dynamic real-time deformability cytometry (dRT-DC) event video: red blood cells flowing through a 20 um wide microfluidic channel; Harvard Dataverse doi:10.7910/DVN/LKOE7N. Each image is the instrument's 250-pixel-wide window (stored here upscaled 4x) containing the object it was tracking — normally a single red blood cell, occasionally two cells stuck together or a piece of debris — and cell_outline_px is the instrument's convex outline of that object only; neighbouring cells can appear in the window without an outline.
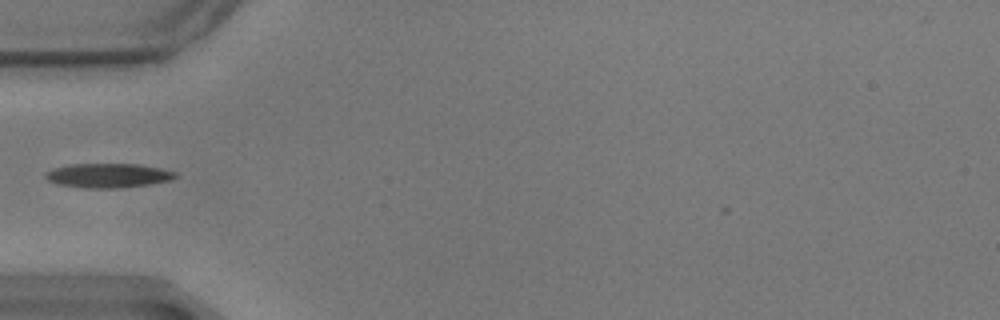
{"species": "common noctule bat (a hibernating species)", "species_latin": "Nyctalus noctula", "temperature_condition": "warm", "stored_images_in_passage": 39, "camera_frame_rate_fps": 3000, "um_per_image_px": 0.085, "animal": {"sex": "male", "body_mass_g": 17.9}, "frame": {"image": 1, "passage_image": 1, "time_ms": 0.0, "image_size_px": [1000, 320], "cell_outline_px": [[176, 176], [172, 180], [148, 184], [112, 188], [84, 188], [60, 184], [48, 180], [44, 176], [44, 172], [52, 168], [68, 164], [136, 164], [160, 168], [176, 172]], "centroid_in_image_um": [9.14, 14.91], "position_along_channel_um": 75.9, "area_um2": 18.26}}
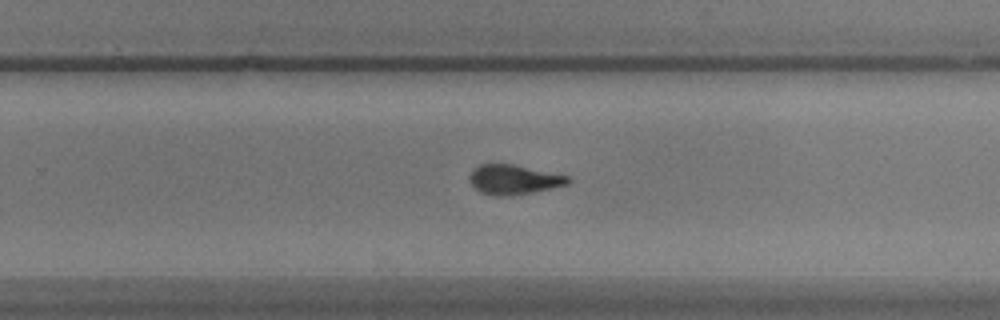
{"frame": {"image": 2, "passage_image": 19, "time_ms": 6.0, "image_size_px": [1000, 320], "cell_outline_px": [[572, 180], [568, 184], [532, 192], [508, 196], [496, 196], [480, 192], [472, 184], [468, 176], [472, 168], [480, 164], [512, 164], [572, 176]], "centroid_in_image_um": [43.68, 15.25], "position_along_channel_um": 286.1, "area_um2": 17.11}}
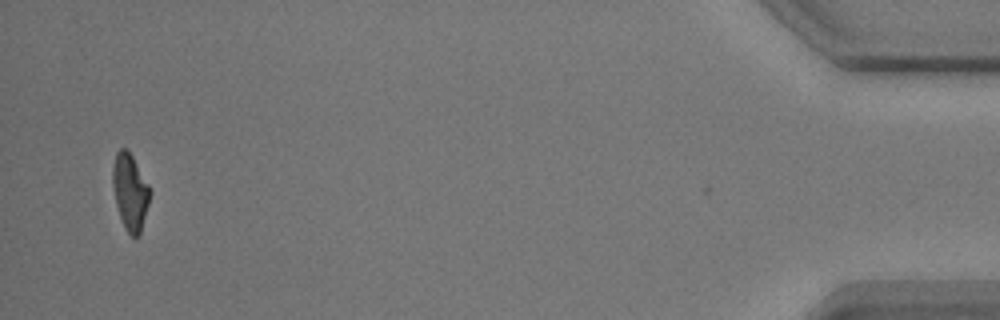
{"frame": {"image": 3, "passage_image": 38, "time_ms": 12.333, "image_size_px": [1000, 320], "cell_outline_px": [[152, 192], [140, 236], [132, 236], [124, 228], [116, 204], [112, 184], [112, 168], [116, 152], [120, 148], [128, 148], [148, 184]], "centroid_in_image_um": [11.07, 16.3], "position_along_channel_um": 424.1, "area_um2": 16.76}}